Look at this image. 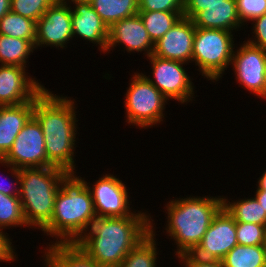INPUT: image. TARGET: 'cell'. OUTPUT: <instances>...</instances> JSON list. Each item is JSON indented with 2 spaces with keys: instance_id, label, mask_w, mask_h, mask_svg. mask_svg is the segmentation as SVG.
I'll return each mask as SVG.
<instances>
[{
  "instance_id": "6da1fadb",
  "label": "cell",
  "mask_w": 266,
  "mask_h": 267,
  "mask_svg": "<svg viewBox=\"0 0 266 267\" xmlns=\"http://www.w3.org/2000/svg\"><path fill=\"white\" fill-rule=\"evenodd\" d=\"M77 101L45 88L34 99L33 116L40 123L45 138L47 167L55 166L77 174L75 143L77 142ZM75 148V149H74Z\"/></svg>"
},
{
  "instance_id": "7a4b0ae2",
  "label": "cell",
  "mask_w": 266,
  "mask_h": 267,
  "mask_svg": "<svg viewBox=\"0 0 266 267\" xmlns=\"http://www.w3.org/2000/svg\"><path fill=\"white\" fill-rule=\"evenodd\" d=\"M151 232V216L96 217L75 243L100 267H118Z\"/></svg>"
},
{
  "instance_id": "3957f363",
  "label": "cell",
  "mask_w": 266,
  "mask_h": 267,
  "mask_svg": "<svg viewBox=\"0 0 266 267\" xmlns=\"http://www.w3.org/2000/svg\"><path fill=\"white\" fill-rule=\"evenodd\" d=\"M190 196V197H189ZM171 199L165 205L168 214L164 228L168 239L177 245L174 256L192 253L202 240L213 217L223 207V196H192Z\"/></svg>"
},
{
  "instance_id": "277c9868",
  "label": "cell",
  "mask_w": 266,
  "mask_h": 267,
  "mask_svg": "<svg viewBox=\"0 0 266 267\" xmlns=\"http://www.w3.org/2000/svg\"><path fill=\"white\" fill-rule=\"evenodd\" d=\"M95 218L89 189L76 174H71L56 195L50 222L41 231L54 238L51 244L76 243Z\"/></svg>"
},
{
  "instance_id": "5b68a950",
  "label": "cell",
  "mask_w": 266,
  "mask_h": 267,
  "mask_svg": "<svg viewBox=\"0 0 266 267\" xmlns=\"http://www.w3.org/2000/svg\"><path fill=\"white\" fill-rule=\"evenodd\" d=\"M19 198L24 219L30 228L42 230L51 220L56 195L71 175L62 168H21Z\"/></svg>"
},
{
  "instance_id": "8992f818",
  "label": "cell",
  "mask_w": 266,
  "mask_h": 267,
  "mask_svg": "<svg viewBox=\"0 0 266 267\" xmlns=\"http://www.w3.org/2000/svg\"><path fill=\"white\" fill-rule=\"evenodd\" d=\"M234 40L233 32L195 27L192 63L198 66L200 75L213 83L223 78L231 65Z\"/></svg>"
},
{
  "instance_id": "52a82bcc",
  "label": "cell",
  "mask_w": 266,
  "mask_h": 267,
  "mask_svg": "<svg viewBox=\"0 0 266 267\" xmlns=\"http://www.w3.org/2000/svg\"><path fill=\"white\" fill-rule=\"evenodd\" d=\"M124 106L126 121L130 126L140 129L162 124L165 119V105L169 100L143 75L134 72L129 80Z\"/></svg>"
},
{
  "instance_id": "ba28073f",
  "label": "cell",
  "mask_w": 266,
  "mask_h": 267,
  "mask_svg": "<svg viewBox=\"0 0 266 267\" xmlns=\"http://www.w3.org/2000/svg\"><path fill=\"white\" fill-rule=\"evenodd\" d=\"M77 177L90 191L96 217L150 216L147 211H133L134 209L130 207L132 202L129 200V192H127L129 187L127 188L126 184L117 178V175L103 174L95 180L94 184L87 182L85 176L84 178Z\"/></svg>"
},
{
  "instance_id": "9c48e42d",
  "label": "cell",
  "mask_w": 266,
  "mask_h": 267,
  "mask_svg": "<svg viewBox=\"0 0 266 267\" xmlns=\"http://www.w3.org/2000/svg\"><path fill=\"white\" fill-rule=\"evenodd\" d=\"M147 59L151 63L152 75L144 76L170 101L176 100L179 104L195 101V87L193 78L189 76L184 62L162 59L150 55ZM184 65V66H183ZM151 77V78H150ZM192 78V79H191Z\"/></svg>"
},
{
  "instance_id": "30bf717a",
  "label": "cell",
  "mask_w": 266,
  "mask_h": 267,
  "mask_svg": "<svg viewBox=\"0 0 266 267\" xmlns=\"http://www.w3.org/2000/svg\"><path fill=\"white\" fill-rule=\"evenodd\" d=\"M241 44L233 51L230 65L236 83L257 98L266 100V49L251 45L246 40Z\"/></svg>"
},
{
  "instance_id": "8fae6325",
  "label": "cell",
  "mask_w": 266,
  "mask_h": 267,
  "mask_svg": "<svg viewBox=\"0 0 266 267\" xmlns=\"http://www.w3.org/2000/svg\"><path fill=\"white\" fill-rule=\"evenodd\" d=\"M73 40L72 8L67 0H56L37 21L35 49L52 46L66 49Z\"/></svg>"
},
{
  "instance_id": "7c38bea8",
  "label": "cell",
  "mask_w": 266,
  "mask_h": 267,
  "mask_svg": "<svg viewBox=\"0 0 266 267\" xmlns=\"http://www.w3.org/2000/svg\"><path fill=\"white\" fill-rule=\"evenodd\" d=\"M3 159L18 169L47 167L43 130L34 116L24 125Z\"/></svg>"
},
{
  "instance_id": "4fadbf2b",
  "label": "cell",
  "mask_w": 266,
  "mask_h": 267,
  "mask_svg": "<svg viewBox=\"0 0 266 267\" xmlns=\"http://www.w3.org/2000/svg\"><path fill=\"white\" fill-rule=\"evenodd\" d=\"M237 244L236 221L222 207L213 217L201 242L192 254L201 259L222 261Z\"/></svg>"
},
{
  "instance_id": "5bb4252c",
  "label": "cell",
  "mask_w": 266,
  "mask_h": 267,
  "mask_svg": "<svg viewBox=\"0 0 266 267\" xmlns=\"http://www.w3.org/2000/svg\"><path fill=\"white\" fill-rule=\"evenodd\" d=\"M30 75L25 67L0 65V106L33 101L45 89Z\"/></svg>"
},
{
  "instance_id": "9a60e30c",
  "label": "cell",
  "mask_w": 266,
  "mask_h": 267,
  "mask_svg": "<svg viewBox=\"0 0 266 267\" xmlns=\"http://www.w3.org/2000/svg\"><path fill=\"white\" fill-rule=\"evenodd\" d=\"M120 45L124 53L125 50L127 53L143 51L146 58L152 55L154 43L139 14L117 21L109 28L106 54Z\"/></svg>"
},
{
  "instance_id": "2e32d148",
  "label": "cell",
  "mask_w": 266,
  "mask_h": 267,
  "mask_svg": "<svg viewBox=\"0 0 266 267\" xmlns=\"http://www.w3.org/2000/svg\"><path fill=\"white\" fill-rule=\"evenodd\" d=\"M195 26L191 19L182 16L162 38L154 43L152 55L162 59L192 62Z\"/></svg>"
},
{
  "instance_id": "e0dca14e",
  "label": "cell",
  "mask_w": 266,
  "mask_h": 267,
  "mask_svg": "<svg viewBox=\"0 0 266 267\" xmlns=\"http://www.w3.org/2000/svg\"><path fill=\"white\" fill-rule=\"evenodd\" d=\"M72 8V34L85 42L96 44L100 53H106L109 28L88 0H68ZM101 49V50H100Z\"/></svg>"
},
{
  "instance_id": "ac0fdd59",
  "label": "cell",
  "mask_w": 266,
  "mask_h": 267,
  "mask_svg": "<svg viewBox=\"0 0 266 267\" xmlns=\"http://www.w3.org/2000/svg\"><path fill=\"white\" fill-rule=\"evenodd\" d=\"M34 100L19 105L0 106V158H4L24 125L33 116Z\"/></svg>"
},
{
  "instance_id": "d6986e66",
  "label": "cell",
  "mask_w": 266,
  "mask_h": 267,
  "mask_svg": "<svg viewBox=\"0 0 266 267\" xmlns=\"http://www.w3.org/2000/svg\"><path fill=\"white\" fill-rule=\"evenodd\" d=\"M191 20L197 28L236 32L244 27L238 17L235 0H226V4L208 5L204 11L198 12Z\"/></svg>"
},
{
  "instance_id": "ffe728a7",
  "label": "cell",
  "mask_w": 266,
  "mask_h": 267,
  "mask_svg": "<svg viewBox=\"0 0 266 267\" xmlns=\"http://www.w3.org/2000/svg\"><path fill=\"white\" fill-rule=\"evenodd\" d=\"M42 263L44 267H100L75 243L46 244Z\"/></svg>"
},
{
  "instance_id": "44dd1931",
  "label": "cell",
  "mask_w": 266,
  "mask_h": 267,
  "mask_svg": "<svg viewBox=\"0 0 266 267\" xmlns=\"http://www.w3.org/2000/svg\"><path fill=\"white\" fill-rule=\"evenodd\" d=\"M154 224L151 216V232L126 255L118 267H158L157 227Z\"/></svg>"
},
{
  "instance_id": "7402d4cb",
  "label": "cell",
  "mask_w": 266,
  "mask_h": 267,
  "mask_svg": "<svg viewBox=\"0 0 266 267\" xmlns=\"http://www.w3.org/2000/svg\"><path fill=\"white\" fill-rule=\"evenodd\" d=\"M35 51V40H23L0 34V65H16L28 68L31 53Z\"/></svg>"
},
{
  "instance_id": "603a6c76",
  "label": "cell",
  "mask_w": 266,
  "mask_h": 267,
  "mask_svg": "<svg viewBox=\"0 0 266 267\" xmlns=\"http://www.w3.org/2000/svg\"><path fill=\"white\" fill-rule=\"evenodd\" d=\"M100 18L110 28L122 19L138 14V0H88Z\"/></svg>"
},
{
  "instance_id": "cb8c5ba5",
  "label": "cell",
  "mask_w": 266,
  "mask_h": 267,
  "mask_svg": "<svg viewBox=\"0 0 266 267\" xmlns=\"http://www.w3.org/2000/svg\"><path fill=\"white\" fill-rule=\"evenodd\" d=\"M223 207L236 222L266 225V211L255 197L232 200L223 197Z\"/></svg>"
},
{
  "instance_id": "d4e9b609",
  "label": "cell",
  "mask_w": 266,
  "mask_h": 267,
  "mask_svg": "<svg viewBox=\"0 0 266 267\" xmlns=\"http://www.w3.org/2000/svg\"><path fill=\"white\" fill-rule=\"evenodd\" d=\"M149 37L156 43L183 16V11H139Z\"/></svg>"
},
{
  "instance_id": "484cf974",
  "label": "cell",
  "mask_w": 266,
  "mask_h": 267,
  "mask_svg": "<svg viewBox=\"0 0 266 267\" xmlns=\"http://www.w3.org/2000/svg\"><path fill=\"white\" fill-rule=\"evenodd\" d=\"M224 267H266L263 245L233 247L222 260Z\"/></svg>"
},
{
  "instance_id": "4316f807",
  "label": "cell",
  "mask_w": 266,
  "mask_h": 267,
  "mask_svg": "<svg viewBox=\"0 0 266 267\" xmlns=\"http://www.w3.org/2000/svg\"><path fill=\"white\" fill-rule=\"evenodd\" d=\"M37 22L9 11L0 19V34L20 38L23 40H36Z\"/></svg>"
},
{
  "instance_id": "83f0119b",
  "label": "cell",
  "mask_w": 266,
  "mask_h": 267,
  "mask_svg": "<svg viewBox=\"0 0 266 267\" xmlns=\"http://www.w3.org/2000/svg\"><path fill=\"white\" fill-rule=\"evenodd\" d=\"M24 226L30 230L24 219L19 196H7L0 192V230L5 233L7 228Z\"/></svg>"
},
{
  "instance_id": "f1b7e54d",
  "label": "cell",
  "mask_w": 266,
  "mask_h": 267,
  "mask_svg": "<svg viewBox=\"0 0 266 267\" xmlns=\"http://www.w3.org/2000/svg\"><path fill=\"white\" fill-rule=\"evenodd\" d=\"M56 0H11L12 12L38 21Z\"/></svg>"
},
{
  "instance_id": "f546056e",
  "label": "cell",
  "mask_w": 266,
  "mask_h": 267,
  "mask_svg": "<svg viewBox=\"0 0 266 267\" xmlns=\"http://www.w3.org/2000/svg\"><path fill=\"white\" fill-rule=\"evenodd\" d=\"M236 238L240 245H263L266 241V225L236 222Z\"/></svg>"
},
{
  "instance_id": "4dcf8cb0",
  "label": "cell",
  "mask_w": 266,
  "mask_h": 267,
  "mask_svg": "<svg viewBox=\"0 0 266 267\" xmlns=\"http://www.w3.org/2000/svg\"><path fill=\"white\" fill-rule=\"evenodd\" d=\"M239 20L245 26L266 13V0H235ZM250 21V22H248Z\"/></svg>"
},
{
  "instance_id": "1f68e13d",
  "label": "cell",
  "mask_w": 266,
  "mask_h": 267,
  "mask_svg": "<svg viewBox=\"0 0 266 267\" xmlns=\"http://www.w3.org/2000/svg\"><path fill=\"white\" fill-rule=\"evenodd\" d=\"M139 11H183L184 0H138Z\"/></svg>"
},
{
  "instance_id": "d6a6232c",
  "label": "cell",
  "mask_w": 266,
  "mask_h": 267,
  "mask_svg": "<svg viewBox=\"0 0 266 267\" xmlns=\"http://www.w3.org/2000/svg\"><path fill=\"white\" fill-rule=\"evenodd\" d=\"M0 165L4 166V168H9L8 169V174H11V181L8 179V176H4L6 177L5 180L4 177H2L4 180L1 179L0 177V192L7 195V196H19V192H20V174H19V169L13 167L12 165L8 164L3 158H0ZM10 172V173H9ZM14 183H13V182ZM7 182V183H6ZM4 183V184H3ZM9 183V184H8ZM10 186V187H9ZM12 186V188H11Z\"/></svg>"
},
{
  "instance_id": "836d02e7",
  "label": "cell",
  "mask_w": 266,
  "mask_h": 267,
  "mask_svg": "<svg viewBox=\"0 0 266 267\" xmlns=\"http://www.w3.org/2000/svg\"><path fill=\"white\" fill-rule=\"evenodd\" d=\"M252 38L246 39V41L254 46L261 47L262 49H266V13L261 17L254 19L252 22Z\"/></svg>"
},
{
  "instance_id": "e575fe53",
  "label": "cell",
  "mask_w": 266,
  "mask_h": 267,
  "mask_svg": "<svg viewBox=\"0 0 266 267\" xmlns=\"http://www.w3.org/2000/svg\"><path fill=\"white\" fill-rule=\"evenodd\" d=\"M176 258L184 267H224L220 260L201 259L192 253H184Z\"/></svg>"
},
{
  "instance_id": "d590c367",
  "label": "cell",
  "mask_w": 266,
  "mask_h": 267,
  "mask_svg": "<svg viewBox=\"0 0 266 267\" xmlns=\"http://www.w3.org/2000/svg\"><path fill=\"white\" fill-rule=\"evenodd\" d=\"M226 4V0H184L183 16L192 19L198 12L204 11L208 5Z\"/></svg>"
},
{
  "instance_id": "8d00e7d4",
  "label": "cell",
  "mask_w": 266,
  "mask_h": 267,
  "mask_svg": "<svg viewBox=\"0 0 266 267\" xmlns=\"http://www.w3.org/2000/svg\"><path fill=\"white\" fill-rule=\"evenodd\" d=\"M8 236L7 232L4 233L0 230V262L11 263L18 259L16 249H14L15 245L12 244L13 240Z\"/></svg>"
},
{
  "instance_id": "74e56055",
  "label": "cell",
  "mask_w": 266,
  "mask_h": 267,
  "mask_svg": "<svg viewBox=\"0 0 266 267\" xmlns=\"http://www.w3.org/2000/svg\"><path fill=\"white\" fill-rule=\"evenodd\" d=\"M254 197L261 204L263 210L266 211V191H255Z\"/></svg>"
},
{
  "instance_id": "f35d334b",
  "label": "cell",
  "mask_w": 266,
  "mask_h": 267,
  "mask_svg": "<svg viewBox=\"0 0 266 267\" xmlns=\"http://www.w3.org/2000/svg\"><path fill=\"white\" fill-rule=\"evenodd\" d=\"M11 0H0V19L7 14L10 9Z\"/></svg>"
},
{
  "instance_id": "ab89813d",
  "label": "cell",
  "mask_w": 266,
  "mask_h": 267,
  "mask_svg": "<svg viewBox=\"0 0 266 267\" xmlns=\"http://www.w3.org/2000/svg\"><path fill=\"white\" fill-rule=\"evenodd\" d=\"M256 191H266V170L262 173V175L257 179Z\"/></svg>"
},
{
  "instance_id": "60d3db41",
  "label": "cell",
  "mask_w": 266,
  "mask_h": 267,
  "mask_svg": "<svg viewBox=\"0 0 266 267\" xmlns=\"http://www.w3.org/2000/svg\"><path fill=\"white\" fill-rule=\"evenodd\" d=\"M263 249H264V253H265V262H266V241L263 243Z\"/></svg>"
}]
</instances>
